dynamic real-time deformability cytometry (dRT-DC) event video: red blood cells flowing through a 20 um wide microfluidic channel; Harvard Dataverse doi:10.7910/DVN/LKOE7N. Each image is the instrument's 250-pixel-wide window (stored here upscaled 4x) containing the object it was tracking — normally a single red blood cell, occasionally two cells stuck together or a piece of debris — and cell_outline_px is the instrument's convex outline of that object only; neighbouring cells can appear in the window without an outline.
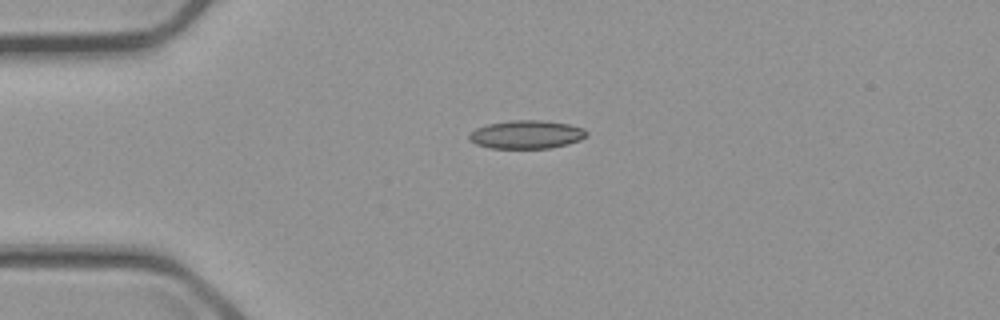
{"species": "common noctule bat (a hibernating species)", "species_latin": "Nyctalus noctula", "temperature_condition": "cold", "stored_images_in_passage": 43, "camera_frame_rate_fps": 3000, "um_per_image_px": 0.085, "animal": {"sex": "male", "body_mass_g": 23.1, "forearm_length_mm": 52.7}, "frame": {"image": 1, "passage_image": 1, "time_ms": 0.0, "image_size_px": [1000, 320], "cell_outline_px": [[588, 136], [580, 140], [568, 144], [552, 148], [488, 148], [476, 144], [468, 140], [468, 136], [476, 128], [488, 124], [508, 120], [540, 120], [568, 124], [584, 128], [588, 132]], "centroid_in_image_um": [44.76, 11.43], "position_along_channel_um": 40.2, "area_um2": 19.54}}
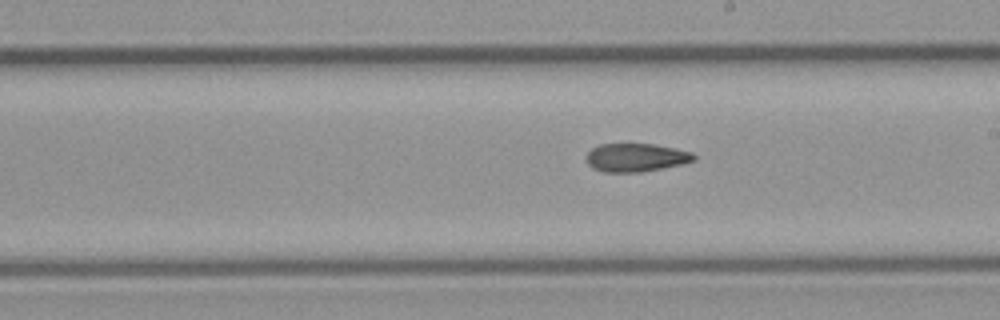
{"frame": {"image": 2, "passage_image": 19, "time_ms": 6.0, "image_size_px": [1000, 320], "cell_outline_px": [[696, 160], [680, 164], [640, 172], [604, 172], [592, 168], [584, 160], [588, 152], [592, 148], [600, 144], [652, 144], [676, 148], [692, 152], [696, 156]], "centroid_in_image_um": [54.02, 13.38], "position_along_channel_um": 235.0, "area_um2": 17.74}}
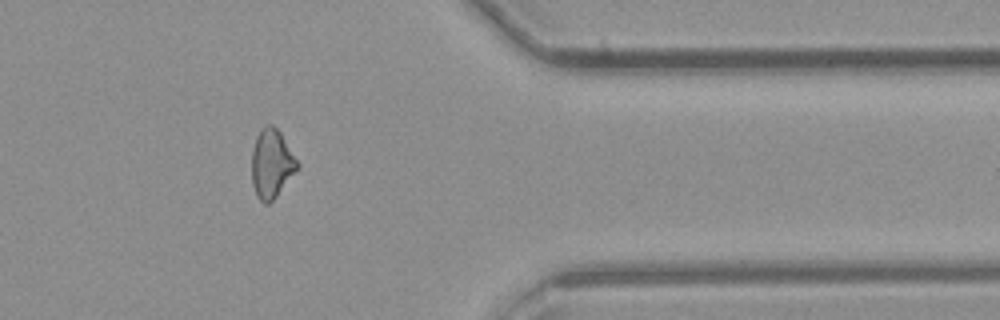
{"frame": {"image": 3, "passage_image": 33, "time_ms": 10.667, "image_size_px": [1000, 320], "cell_outline_px": [[300, 164], [276, 196], [268, 204], [264, 204], [256, 196], [252, 184], [252, 152], [256, 136], [260, 128], [264, 124], [272, 124], [280, 132]], "centroid_in_image_um": [23.06, 13.88], "position_along_channel_um": 388.3, "area_um2": 18.15}, "authors_computed_cell_mechanics": {"area_um2": 18.3226, "velocity_mm_per_s": 3.6904, "shape_relaxation_time_tau1_ms": null, "shape_relaxation_time_tau2_ms": 7.2006, "deformation_change_tau1": null, "deformation_change_tau2": 0.1486}}